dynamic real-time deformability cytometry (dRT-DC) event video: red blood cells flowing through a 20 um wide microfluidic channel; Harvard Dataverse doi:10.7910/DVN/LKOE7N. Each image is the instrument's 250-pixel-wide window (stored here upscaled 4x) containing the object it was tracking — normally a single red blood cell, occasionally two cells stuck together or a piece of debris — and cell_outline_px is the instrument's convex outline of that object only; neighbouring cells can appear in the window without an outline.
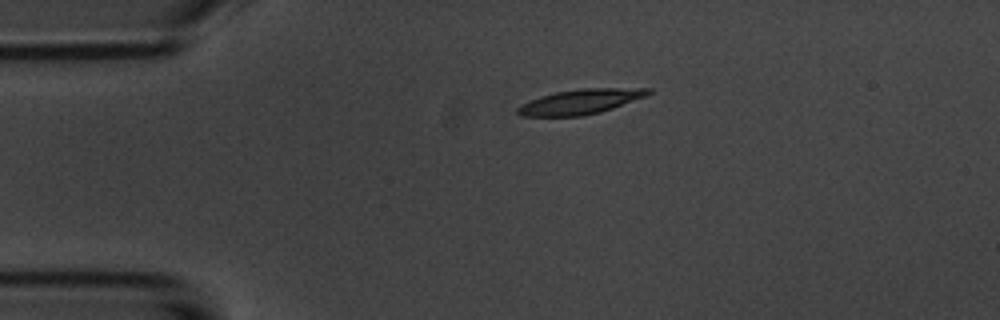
{"species": "common noctule bat (a hibernating species)", "species_latin": "Nyctalus noctula", "temperature_condition": "room temperature", "stored_images_in_passage": 2, "camera_frame_rate_fps": 3000, "um_per_image_px": 0.085, "animal": {"sex": "male", "body_mass_g": 20.1, "forearm_length_mm": 53.5}, "frame": {"image": 1, "passage_image": 1, "time_ms": 0.0, "image_size_px": [1000, 320], "cell_outline_px": [[652, 92], [648, 96], [600, 112], [584, 116], [520, 116], [516, 112], [516, 108], [520, 104], [540, 96], [556, 92], [584, 88], [652, 88]], "centroid_in_image_um": [49.34, 8.64], "position_along_channel_um": 35.7, "area_um2": 19.07}}